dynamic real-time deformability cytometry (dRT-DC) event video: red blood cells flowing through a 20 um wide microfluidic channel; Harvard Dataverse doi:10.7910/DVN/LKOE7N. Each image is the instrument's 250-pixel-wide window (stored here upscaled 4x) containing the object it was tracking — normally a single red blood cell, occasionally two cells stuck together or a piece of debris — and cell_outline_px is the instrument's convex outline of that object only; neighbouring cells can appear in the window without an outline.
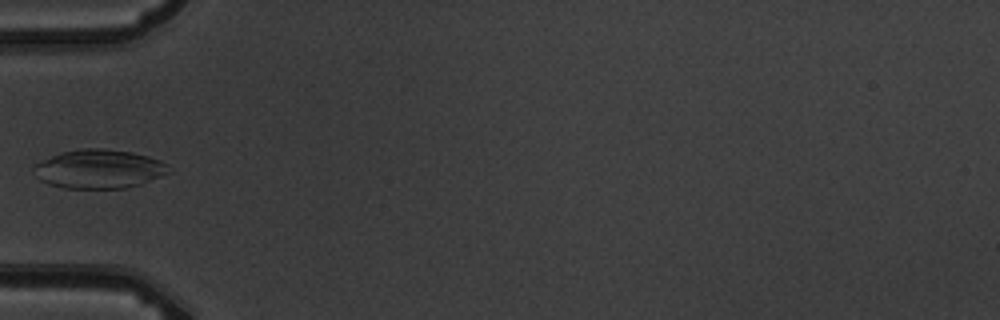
{"species": "common noctule bat (a hibernating species)", "species_latin": "Nyctalus noctula", "temperature_condition": "warm", "stored_images_in_passage": 7, "camera_frame_rate_fps": 3000, "um_per_image_px": 0.085, "animal": {"sex": "male", "body_mass_g": 19.5, "forearm_length_mm": 54.6}, "frame": {"image": 1, "passage_image": 6, "time_ms": 5.667, "image_size_px": [1000, 320], "cell_outline_px": [[172, 172], [140, 184], [124, 188], [64, 188], [48, 184], [40, 180], [32, 172], [32, 164], [60, 152], [84, 148], [104, 148], [132, 152], [148, 156], [160, 160], [168, 164]], "centroid_in_image_um": [8.39, 14.35], "position_along_channel_um": 76.6, "area_um2": 30.92}}